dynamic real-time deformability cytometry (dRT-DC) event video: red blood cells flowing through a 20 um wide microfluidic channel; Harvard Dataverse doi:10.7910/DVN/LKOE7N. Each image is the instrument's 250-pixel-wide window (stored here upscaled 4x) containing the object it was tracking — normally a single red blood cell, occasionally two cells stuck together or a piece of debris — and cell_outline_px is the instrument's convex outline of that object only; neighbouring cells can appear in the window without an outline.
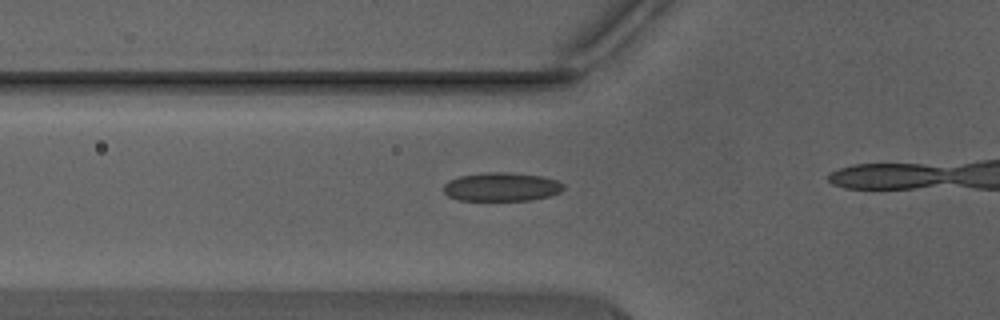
{"species": "Egyptian fruit bat (a non-hibernating species)", "species_latin": "Rousettus aegyptiacus", "temperature_condition": "warm", "stored_images_in_passage": 15, "camera_frame_rate_fps": 3000, "um_per_image_px": 0.085, "animal": {"sex": "male"}, "frame": {"image": 1, "passage_image": 11, "time_ms": 3.333, "image_size_px": [1000, 320], "cell_outline_px": [[564, 188], [560, 192], [548, 196], [532, 200], [460, 200], [448, 196], [444, 192], [444, 184], [448, 180], [460, 176], [480, 172], [508, 172], [544, 176], [556, 180], [564, 184]], "centroid_in_image_um": [42.63, 15.87], "position_along_channel_um": 83.2, "area_um2": 20.17}}